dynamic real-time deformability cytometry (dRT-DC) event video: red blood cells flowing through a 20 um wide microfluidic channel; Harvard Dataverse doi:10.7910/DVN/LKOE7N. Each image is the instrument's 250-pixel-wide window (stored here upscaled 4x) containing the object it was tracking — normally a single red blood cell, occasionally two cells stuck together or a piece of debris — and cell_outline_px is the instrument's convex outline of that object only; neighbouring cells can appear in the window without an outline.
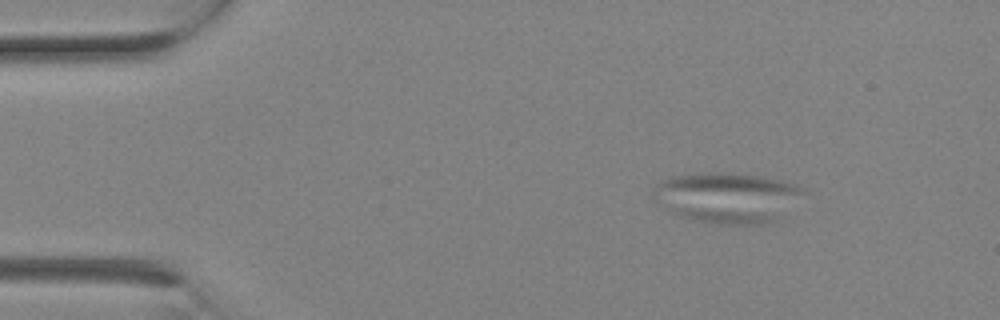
{"species": "Egyptian fruit bat (a non-hibernating species)", "species_latin": "Rousettus aegyptiacus", "temperature_condition": "room temperature", "stored_images_in_passage": 2, "camera_frame_rate_fps": 3000, "um_per_image_px": 0.085, "animal": {"sex": "female"}, "frame": {"image": 1, "passage_image": 1, "time_ms": 0.0, "image_size_px": [1000, 320], "cell_outline_px": [[812, 192], [784, 220], [776, 224], [712, 224], [692, 220], [680, 216], [656, 204], [652, 192], [652, 188], [660, 180], [672, 176], [700, 172], [732, 172], [760, 176], [784, 180], [796, 184]], "centroid_in_image_um": [61.97, 16.81], "position_along_channel_um": 23.0, "area_um2": 46.59}}